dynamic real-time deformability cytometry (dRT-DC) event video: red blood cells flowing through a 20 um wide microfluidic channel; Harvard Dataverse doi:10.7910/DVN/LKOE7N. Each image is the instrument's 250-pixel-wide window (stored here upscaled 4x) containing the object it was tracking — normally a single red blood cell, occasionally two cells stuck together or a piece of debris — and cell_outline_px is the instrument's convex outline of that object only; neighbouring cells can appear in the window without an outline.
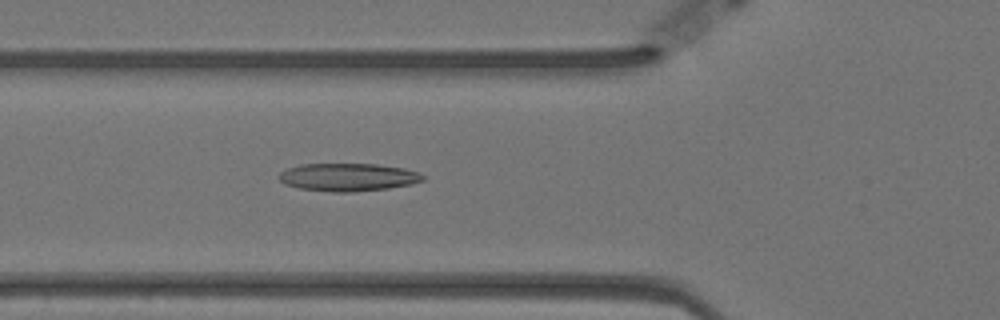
{"species": "Egyptian fruit bat (a non-hibernating species)", "species_latin": "Rousettus aegyptiacus", "temperature_condition": "warm", "stored_images_in_passage": 57, "camera_frame_rate_fps": 3000, "um_per_image_px": 0.085, "animal": {"sex": "female"}, "frame": {"image": 1, "passage_image": 20, "time_ms": 6.333, "image_size_px": [1000, 320], "cell_outline_px": [[424, 180], [412, 184], [388, 188], [352, 192], [332, 192], [300, 188], [284, 184], [276, 176], [280, 172], [288, 168], [300, 164], [376, 164], [404, 168], [420, 172], [424, 176]], "centroid_in_image_um": [29.58, 15.06], "position_along_channel_um": 96.2, "area_um2": 23.47}}
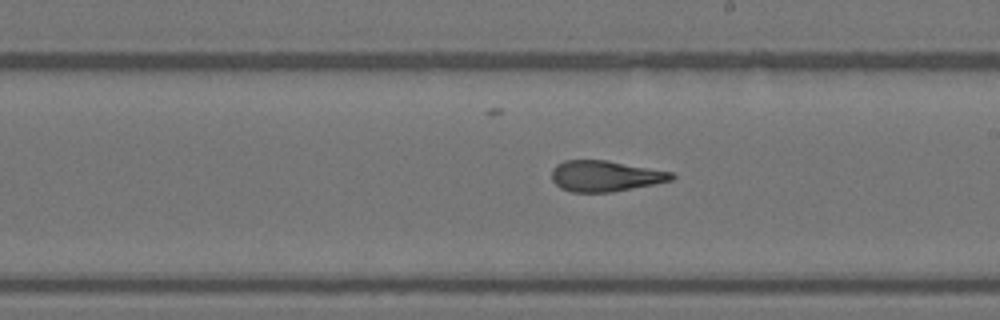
{"frame": {"image": 2, "passage_image": 32, "time_ms": 10.333, "image_size_px": [1000, 320], "cell_outline_px": [[676, 176], [672, 180], [656, 184], [612, 192], [572, 192], [560, 188], [552, 180], [552, 168], [556, 164], [564, 160], [608, 160], [676, 172]], "centroid_in_image_um": [51.49, 14.95], "position_along_channel_um": 237.5, "area_um2": 21.96}}
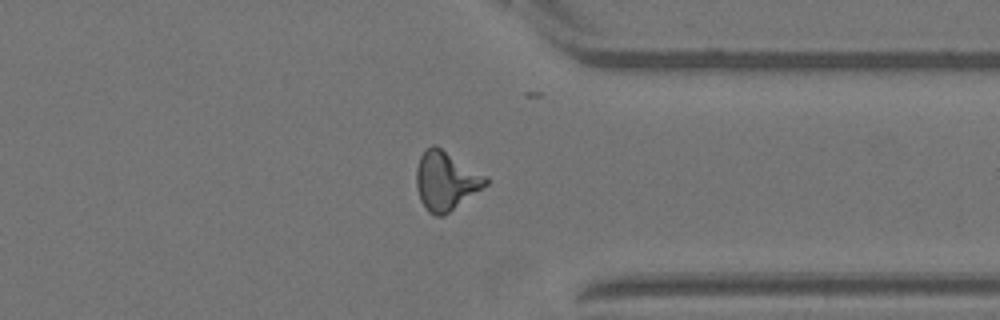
{"frame": {"image": 3, "passage_image": 44, "time_ms": 14.333, "image_size_px": [1000, 320], "cell_outline_px": [[488, 184], [444, 216], [436, 216], [428, 212], [424, 208], [420, 200], [416, 188], [416, 168], [420, 156], [432, 144], [436, 144], [488, 176]], "centroid_in_image_um": [37.89, 15.36], "position_along_channel_um": 373.5, "area_um2": 24.04}, "authors_computed_cell_mechanics": {"area_um2": 22.6576, "velocity_mm_per_s": 3.5238, "shape_relaxation_time_tau1_ms": 6.4728, "shape_relaxation_time_tau2_ms": 2.3752, "deformation_change_tau1": 0.2331, "deformation_change_tau2": 0.1277}}